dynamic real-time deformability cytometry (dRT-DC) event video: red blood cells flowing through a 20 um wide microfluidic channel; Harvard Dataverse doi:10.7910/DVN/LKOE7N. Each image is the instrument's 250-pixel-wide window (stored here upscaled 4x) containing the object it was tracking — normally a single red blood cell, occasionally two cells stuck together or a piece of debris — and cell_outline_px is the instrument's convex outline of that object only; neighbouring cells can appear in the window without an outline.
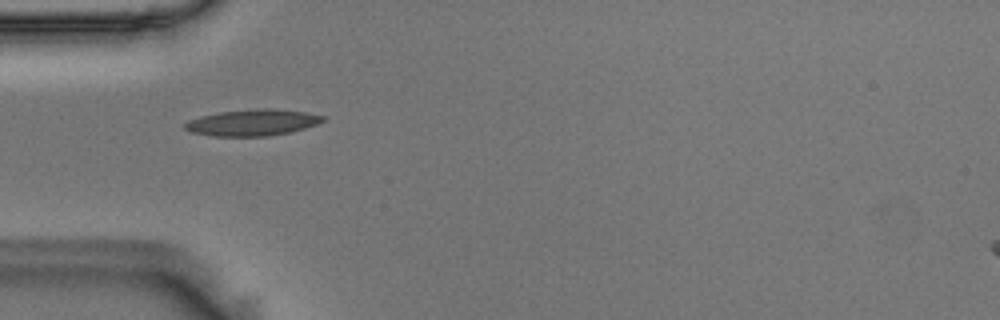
{"species": "Egyptian fruit bat (a non-hibernating species)", "species_latin": "Rousettus aegyptiacus", "temperature_condition": "room temperature", "stored_images_in_passage": 32, "camera_frame_rate_fps": 3000, "um_per_image_px": 0.085, "animal": {"sex": "male"}, "frame": {"image": 1, "passage_image": 1, "time_ms": 0.0, "image_size_px": [1000, 320], "cell_outline_px": [[324, 120], [316, 124], [304, 128], [288, 132], [268, 136], [212, 136], [192, 132], [184, 128], [184, 124], [188, 120], [200, 116], [220, 112], [256, 108], [272, 108], [304, 112], [324, 116]], "centroid_in_image_um": [21.42, 10.41], "position_along_channel_um": 63.6, "area_um2": 21.04}}
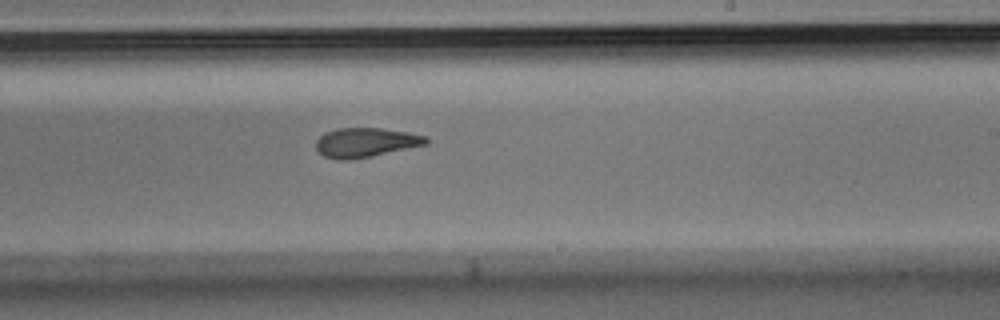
{"frame": {"image": 2, "passage_image": 17, "time_ms": 5.333, "image_size_px": [1000, 320], "cell_outline_px": [[428, 144], [372, 156], [348, 160], [336, 160], [324, 156], [316, 148], [316, 140], [324, 132], [336, 128], [380, 128], [408, 132], [428, 136]], "centroid_in_image_um": [31.08, 12.11], "position_along_channel_um": 257.9, "area_um2": 18.96}}
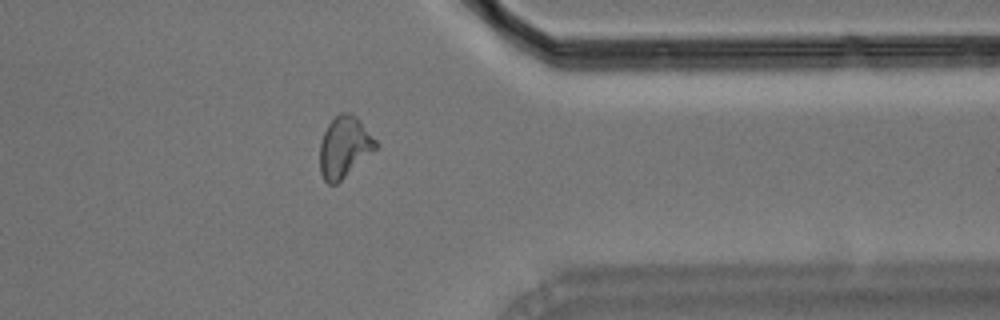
{"frame": {"image": 3, "passage_image": 28, "time_ms": 9.0, "image_size_px": [1000, 320], "cell_outline_px": [[380, 144], [376, 148], [336, 184], [328, 184], [324, 180], [320, 172], [320, 144], [324, 132], [328, 124], [340, 112], [348, 112], [356, 116], [360, 120]], "centroid_in_image_um": [29.27, 12.47], "position_along_channel_um": 382.1, "area_um2": 19.71}, "authors_computed_cell_mechanics": {"area_um2": 19.4786, "velocity_mm_per_s": 3.6472, "shape_relaxation_time_tau1_ms": 6.1961, "shape_relaxation_time_tau2_ms": 3.9802, "deformation_change_tau1": 0.1906, "deformation_change_tau2": 0.1104}}